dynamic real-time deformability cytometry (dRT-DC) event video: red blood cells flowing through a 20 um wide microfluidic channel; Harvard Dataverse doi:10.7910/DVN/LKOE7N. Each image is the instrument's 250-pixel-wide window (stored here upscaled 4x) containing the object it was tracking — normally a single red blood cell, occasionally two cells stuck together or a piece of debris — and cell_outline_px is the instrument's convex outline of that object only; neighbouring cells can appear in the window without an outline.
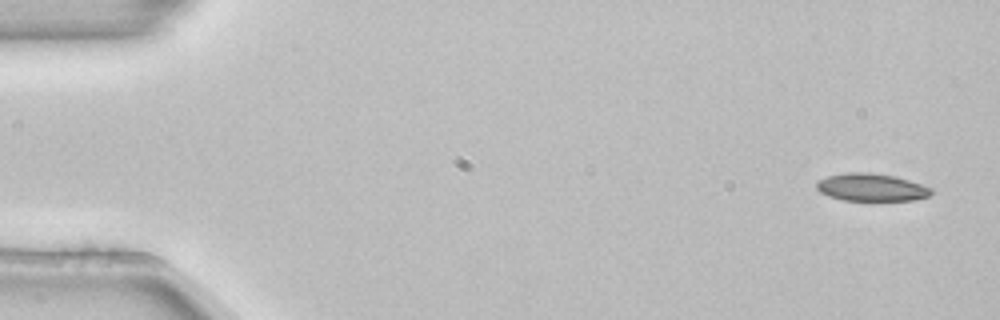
{"species": "common noctule bat (a hibernating species)", "species_latin": "Nyctalus noctula", "temperature_condition": "room temperature", "stored_images_in_passage": 4, "camera_frame_rate_fps": 3000, "um_per_image_px": 0.085, "animal": {"sex": "female", "body_mass_g": 22.7, "forearm_length_mm": 54.2}, "frame": {"image": 1, "passage_image": 1, "time_ms": 0.0, "image_size_px": [1000, 320], "cell_outline_px": [[932, 192], [928, 196], [912, 200], [844, 200], [828, 196], [820, 192], [816, 188], [816, 180], [828, 176], [844, 172], [868, 172], [896, 176], [932, 188]], "centroid_in_image_um": [74.02, 15.91], "position_along_channel_um": 11.0, "area_um2": 18.44}}
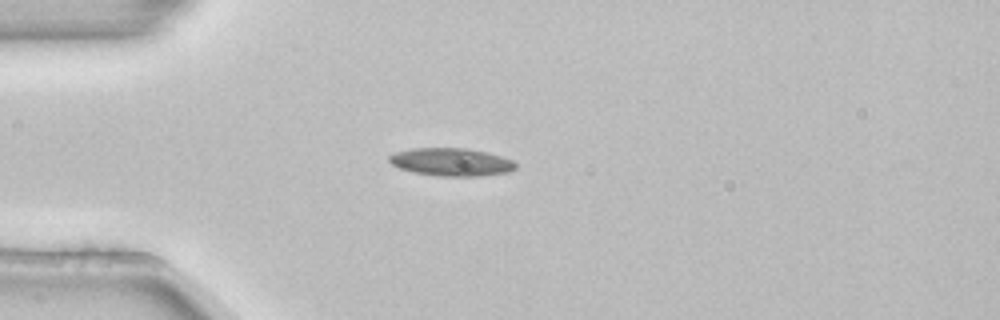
{"frame": {"image": 2, "passage_image": 4, "time_ms": 1.0, "image_size_px": [1000, 320], "cell_outline_px": [[516, 168], [508, 172], [476, 176], [440, 176], [416, 172], [400, 168], [392, 164], [388, 160], [388, 156], [392, 152], [412, 148], [468, 148], [488, 152], [512, 160], [516, 164]], "centroid_in_image_um": [38.34, 13.75], "position_along_channel_um": 46.7, "area_um2": 20.52}}